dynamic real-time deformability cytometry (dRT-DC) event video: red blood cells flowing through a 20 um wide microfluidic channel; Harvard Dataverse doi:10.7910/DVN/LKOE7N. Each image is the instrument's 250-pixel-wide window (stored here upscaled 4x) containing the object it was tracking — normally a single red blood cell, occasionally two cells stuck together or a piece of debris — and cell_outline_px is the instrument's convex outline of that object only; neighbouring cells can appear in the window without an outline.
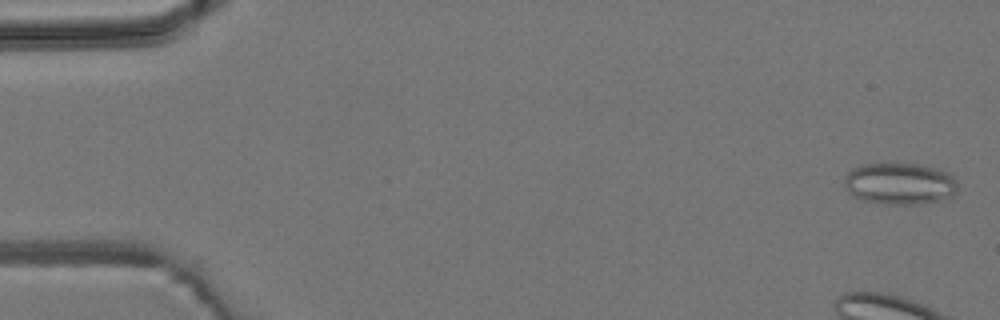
{"species": "common noctule bat (a hibernating species)", "species_latin": "Nyctalus noctula", "temperature_condition": "room temperature", "stored_images_in_passage": 5, "camera_frame_rate_fps": 3000, "um_per_image_px": 0.085, "animal": {"sex": "male", "body_mass_g": 19.2, "forearm_length_mm": 51.8}, "frame": {"image": 1, "passage_image": 1, "time_ms": 0.0, "image_size_px": [1000, 320], "cell_outline_px": [[956, 192], [952, 196], [940, 200], [920, 204], [876, 204], [852, 196], [848, 192], [844, 184], [844, 176], [852, 168], [864, 164], [892, 160], [896, 160], [936, 168], [948, 172], [956, 180]], "centroid_in_image_um": [76.43, 15.57], "position_along_channel_um": 8.6, "area_um2": 28.5}}